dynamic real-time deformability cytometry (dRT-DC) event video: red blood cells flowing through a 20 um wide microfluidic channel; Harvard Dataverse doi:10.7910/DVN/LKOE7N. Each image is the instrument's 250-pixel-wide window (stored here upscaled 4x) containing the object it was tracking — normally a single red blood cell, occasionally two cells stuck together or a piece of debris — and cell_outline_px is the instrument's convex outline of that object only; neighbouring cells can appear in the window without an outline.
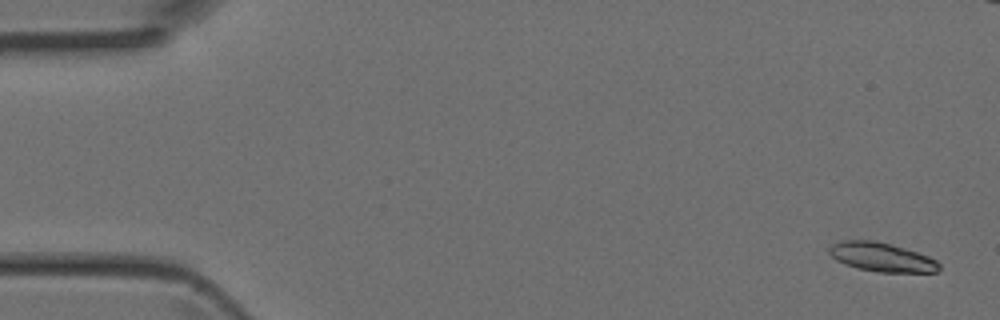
{"species": "Egyptian fruit bat (a non-hibernating species)", "species_latin": "Rousettus aegyptiacus", "temperature_condition": "room temperature", "stored_images_in_passage": 5, "camera_frame_rate_fps": 3000, "um_per_image_px": 0.085, "animal": {"sex": "female"}, "frame": {"image": 1, "passage_image": 1, "time_ms": 0.0, "image_size_px": [1000, 320], "cell_outline_px": [[940, 268], [936, 272], [880, 272], [856, 268], [844, 264], [836, 260], [828, 252], [828, 248], [832, 244], [840, 240], [876, 240], [892, 244], [928, 256], [936, 260], [940, 264]], "centroid_in_image_um": [74.91, 21.84], "position_along_channel_um": 10.1, "area_um2": 18.67}}